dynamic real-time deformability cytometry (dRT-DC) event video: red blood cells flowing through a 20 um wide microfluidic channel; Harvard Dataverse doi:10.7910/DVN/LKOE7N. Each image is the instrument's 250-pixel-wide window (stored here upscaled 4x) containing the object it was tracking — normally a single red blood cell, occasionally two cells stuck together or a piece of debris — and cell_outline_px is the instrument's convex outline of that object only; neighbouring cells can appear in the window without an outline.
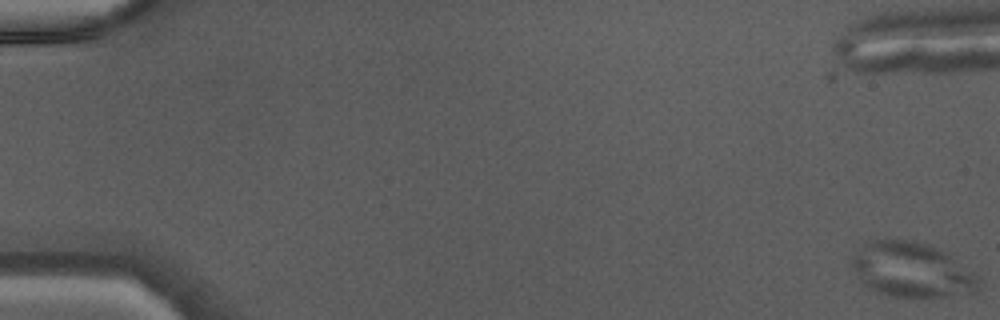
{"species": "Egyptian fruit bat (a non-hibernating species)", "species_latin": "Rousettus aegyptiacus", "temperature_condition": "warm", "stored_images_in_passage": 47, "camera_frame_rate_fps": 3000, "um_per_image_px": 0.085, "animal": {"sex": "male"}, "frame": {"image": 1, "passage_image": 1, "time_ms": 0.0, "image_size_px": [1000, 320], "cell_outline_px": [[980, 288], [976, 292], [944, 296], [888, 296], [864, 284], [860, 280], [848, 264], [852, 256], [868, 240], [904, 240], [924, 244], [944, 252], [980, 276]], "centroid_in_image_um": [77.48, 22.94], "position_along_channel_um": 7.5, "area_um2": 40.06}}